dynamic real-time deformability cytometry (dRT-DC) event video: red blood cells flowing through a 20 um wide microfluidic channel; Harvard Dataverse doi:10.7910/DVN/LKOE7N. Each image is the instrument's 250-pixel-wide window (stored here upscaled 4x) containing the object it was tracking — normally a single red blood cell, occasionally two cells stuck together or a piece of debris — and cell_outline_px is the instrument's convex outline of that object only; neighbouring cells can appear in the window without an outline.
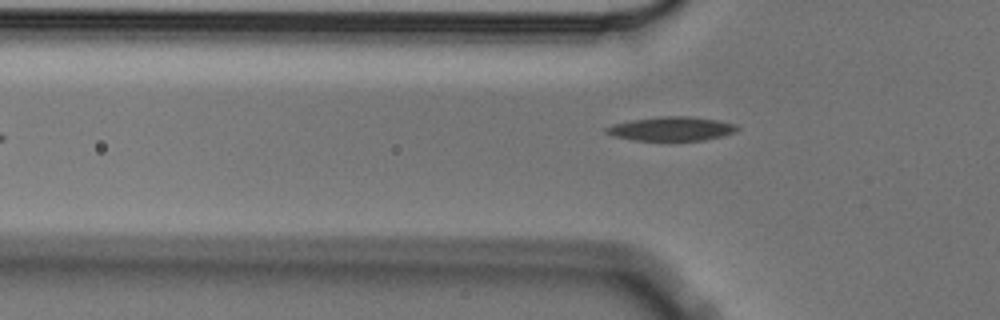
{"species": "Egyptian fruit bat (a non-hibernating species)", "species_latin": "Rousettus aegyptiacus", "temperature_condition": "cold", "stored_images_in_passage": 15, "camera_frame_rate_fps": 3000, "um_per_image_px": 0.085, "animal": {"sex": "male"}, "frame": {"image": 1, "passage_image": 5, "time_ms": 1.333, "image_size_px": [1000, 320], "cell_outline_px": [[740, 128], [736, 132], [724, 136], [704, 140], [632, 140], [612, 136], [604, 132], [604, 128], [612, 124], [632, 120], [660, 116], [688, 116], [716, 120], [736, 124]], "centroid_in_image_um": [57.06, 10.95], "position_along_channel_um": 68.7, "area_um2": 18.44}}
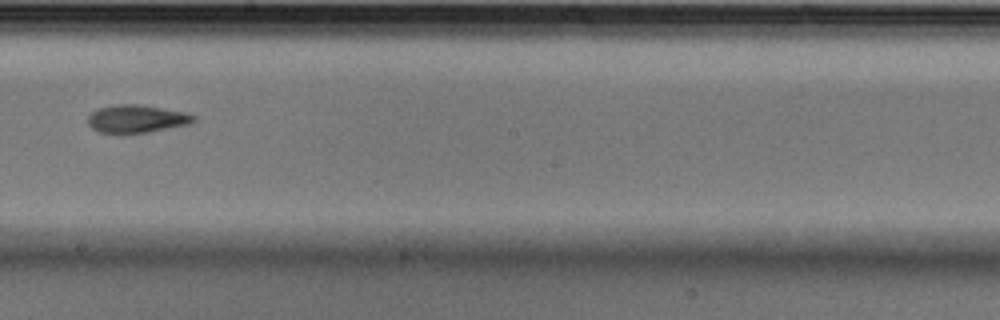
{"frame": {"image": 2, "passage_image": 9, "time_ms": 2.667, "image_size_px": [1000, 320], "cell_outline_px": [[196, 120], [188, 124], [148, 132], [100, 132], [92, 128], [88, 124], [88, 116], [92, 112], [100, 108], [116, 104], [140, 104], [188, 112], [196, 116]], "centroid_in_image_um": [11.65, 10.07], "position_along_channel_um": 236.5, "area_um2": 16.99}}
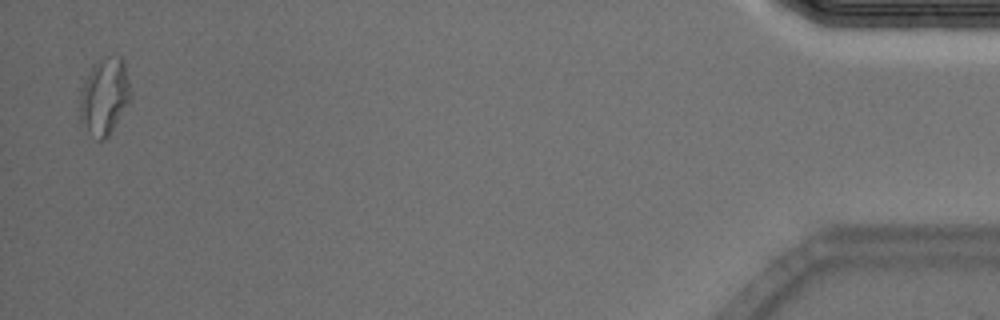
{"frame": {"image": 3, "passage_image": 15, "time_ms": 4.667, "image_size_px": [1000, 320], "cell_outline_px": [[132, 100], [108, 136], [104, 140], [96, 140], [80, 120], [80, 88], [92, 64], [108, 56], [120, 56], [124, 60], [132, 92]], "centroid_in_image_um": [8.9, 8.17], "position_along_channel_um": 426.3, "area_um2": 23.12}}